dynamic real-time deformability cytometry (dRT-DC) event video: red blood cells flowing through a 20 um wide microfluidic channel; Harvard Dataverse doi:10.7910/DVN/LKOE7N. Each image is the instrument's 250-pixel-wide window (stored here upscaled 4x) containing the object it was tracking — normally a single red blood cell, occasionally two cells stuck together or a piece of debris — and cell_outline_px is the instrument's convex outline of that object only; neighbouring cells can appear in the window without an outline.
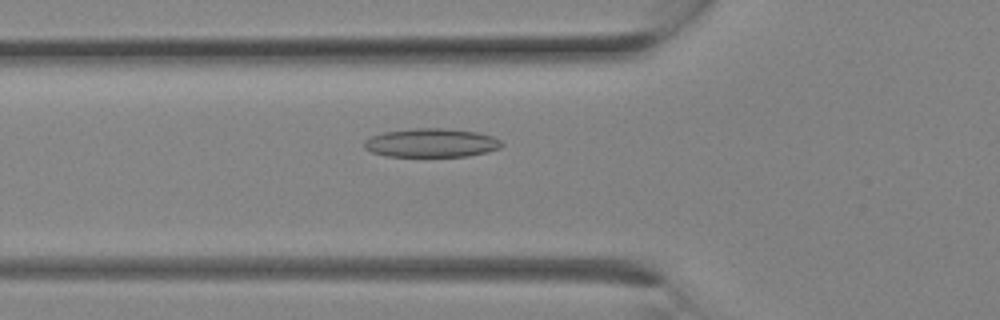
{"species": "Egyptian fruit bat (a non-hibernating species)", "species_latin": "Rousettus aegyptiacus", "temperature_condition": "room temperature", "stored_images_in_passage": 5, "camera_frame_rate_fps": 3000, "um_per_image_px": 0.085, "animal": {"sex": "female"}, "frame": {"image": 1, "passage_image": 3, "time_ms": 0.667, "image_size_px": [1000, 320], "cell_outline_px": [[504, 144], [500, 148], [488, 152], [468, 156], [388, 156], [372, 152], [364, 148], [364, 140], [372, 136], [384, 132], [416, 128], [444, 128], [476, 132], [492, 136], [500, 140]], "centroid_in_image_um": [36.68, 12.14], "position_along_channel_um": 89.1, "area_um2": 22.95}}
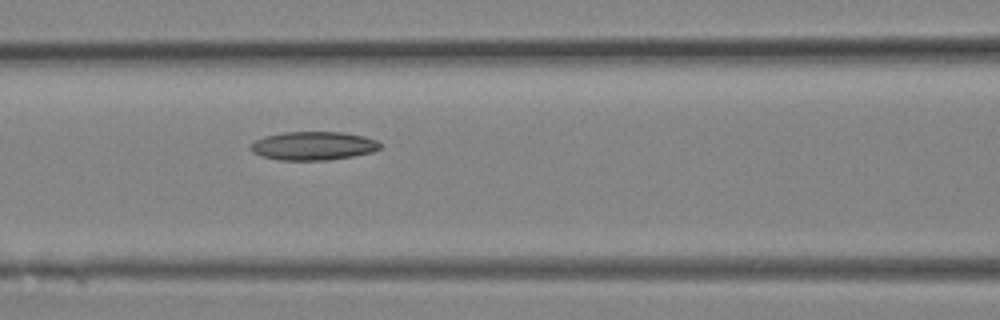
{"frame": {"image": 2, "passage_image": 5, "time_ms": 1.333, "image_size_px": [1000, 320], "cell_outline_px": [[380, 148], [372, 152], [352, 156], [328, 160], [280, 160], [260, 156], [252, 152], [248, 148], [256, 140], [264, 136], [284, 132], [340, 132], [364, 136], [376, 140], [380, 144]], "centroid_in_image_um": [26.59, 12.4], "position_along_channel_um": 140.0, "area_um2": 21.5}}